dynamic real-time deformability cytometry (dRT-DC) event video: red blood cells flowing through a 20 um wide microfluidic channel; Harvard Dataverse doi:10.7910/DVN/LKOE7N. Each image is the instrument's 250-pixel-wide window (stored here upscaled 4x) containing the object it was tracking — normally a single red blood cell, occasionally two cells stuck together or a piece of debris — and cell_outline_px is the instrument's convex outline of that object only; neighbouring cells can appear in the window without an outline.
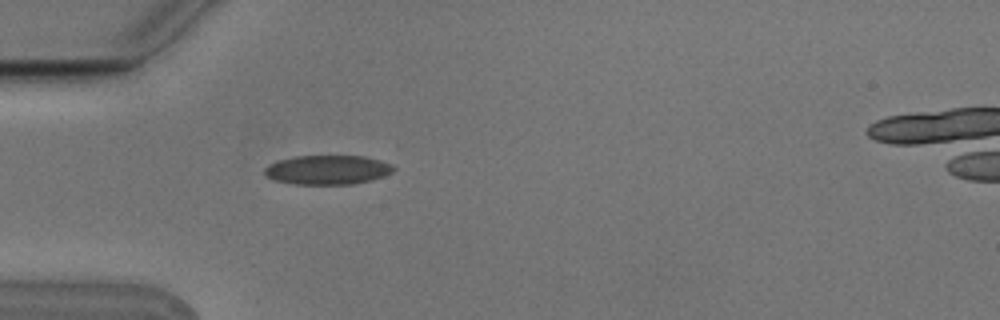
{"species": "Egyptian fruit bat (a non-hibernating species)", "species_latin": "Rousettus aegyptiacus", "temperature_condition": "cold", "stored_images_in_passage": 1, "camera_frame_rate_fps": 3000, "um_per_image_px": 0.085, "animal": {"sex": "male"}, "frame": {"image": 1, "passage_image": 1, "time_ms": 0.0, "image_size_px": [1000, 320], "cell_outline_px": [[396, 168], [392, 172], [384, 176], [352, 184], [296, 184], [272, 180], [264, 172], [264, 168], [268, 164], [276, 160], [296, 156], [364, 156], [380, 160], [392, 164]], "centroid_in_image_um": [27.82, 14.43], "position_along_channel_um": 57.2, "area_um2": 22.02}}